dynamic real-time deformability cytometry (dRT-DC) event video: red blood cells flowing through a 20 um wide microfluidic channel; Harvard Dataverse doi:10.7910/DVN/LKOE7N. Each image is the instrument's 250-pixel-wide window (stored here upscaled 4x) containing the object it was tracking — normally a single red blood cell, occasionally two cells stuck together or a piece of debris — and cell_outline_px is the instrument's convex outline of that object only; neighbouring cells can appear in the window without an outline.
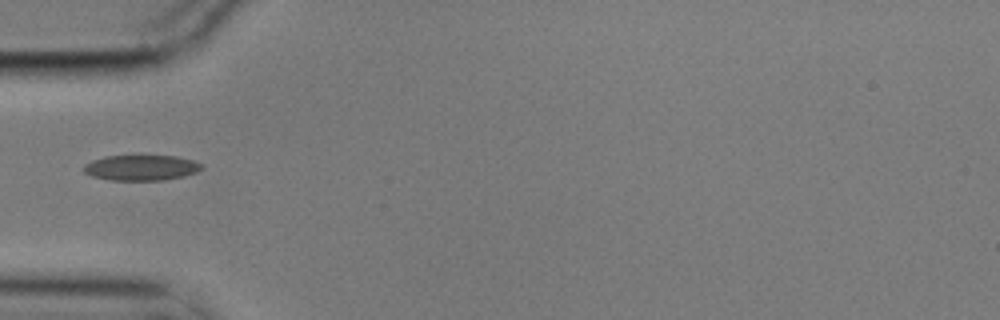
{"species": "common noctule bat (a hibernating species)", "species_latin": "Nyctalus noctula", "temperature_condition": "cold", "stored_images_in_passage": 2, "camera_frame_rate_fps": 3000, "um_per_image_px": 0.085, "animal": {"sex": "male", "body_mass_g": 17.9}, "frame": {"image": 1, "passage_image": 1, "time_ms": 0.0, "image_size_px": [1000, 320], "cell_outline_px": [[204, 168], [196, 172], [184, 176], [164, 180], [108, 180], [92, 176], [84, 172], [84, 164], [92, 160], [104, 156], [176, 156], [192, 160], [204, 164]], "centroid_in_image_um": [12.02, 14.25], "position_along_channel_um": 73.0, "area_um2": 17.57}}